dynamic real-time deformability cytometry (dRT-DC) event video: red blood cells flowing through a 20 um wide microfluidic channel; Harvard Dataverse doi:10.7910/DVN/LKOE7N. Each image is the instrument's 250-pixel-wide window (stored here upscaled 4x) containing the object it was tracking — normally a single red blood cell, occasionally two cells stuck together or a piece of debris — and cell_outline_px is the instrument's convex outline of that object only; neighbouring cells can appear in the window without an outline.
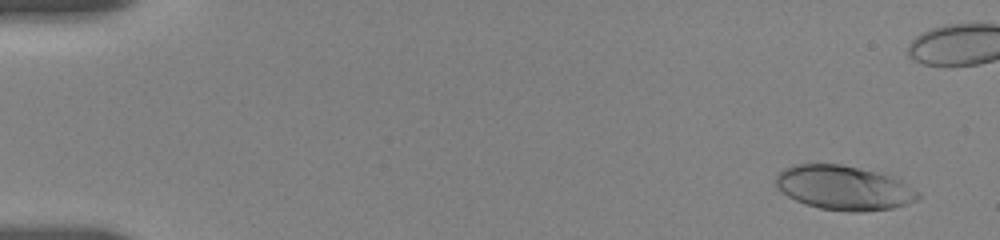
{"species": "human", "species_latin": "Homo sapiens", "temperature_condition": "room temperature", "stored_images_in_passage": 18, "segment_of_instrument_passage": [1, 2], "camera_frame_rate_fps": 3000, "um_per_image_px": 0.085, "donor": {"sex": "female"}, "frame": {"image": 1, "passage_image": 2, "time_ms": 0.667, "image_size_px": [1000, 240], "cell_outline_px": [[920, 196], [916, 200], [908, 204], [892, 208], [864, 212], [848, 212], [820, 208], [804, 204], [788, 196], [776, 184], [776, 176], [784, 168], [792, 164], [840, 164], [876, 172], [900, 180], [920, 192]], "centroid_in_image_um": [71.74, 15.97], "position_along_channel_um": 13.3, "area_um2": 36.59}}
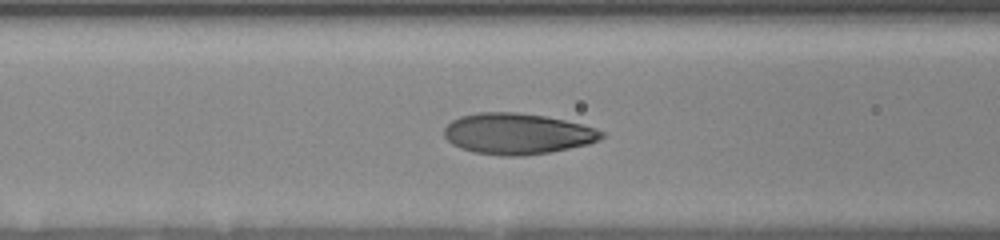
{"frame": {"image": 2, "passage_image": 14, "time_ms": 7.333, "image_size_px": [1000, 240], "cell_outline_px": [[604, 136], [588, 144], [548, 152], [524, 156], [504, 156], [472, 152], [460, 148], [452, 144], [444, 136], [444, 128], [452, 120], [460, 116], [476, 112], [516, 112], [544, 116], [564, 120], [580, 124], [604, 132]], "centroid_in_image_um": [43.91, 11.37], "position_along_channel_um": 122.7, "area_um2": 37.4}}
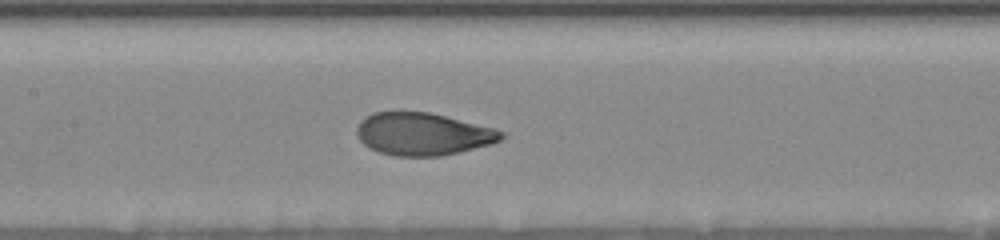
{"frame": {"image": 3, "passage_image": 17, "time_ms": 8.667, "image_size_px": [1000, 240], "cell_outline_px": [[504, 136], [500, 140], [492, 144], [440, 156], [396, 156], [380, 152], [368, 148], [356, 136], [356, 128], [360, 120], [372, 112], [428, 112], [496, 128], [504, 132]], "centroid_in_image_um": [35.92, 11.39], "position_along_channel_um": 171.5, "area_um2": 35.84}}